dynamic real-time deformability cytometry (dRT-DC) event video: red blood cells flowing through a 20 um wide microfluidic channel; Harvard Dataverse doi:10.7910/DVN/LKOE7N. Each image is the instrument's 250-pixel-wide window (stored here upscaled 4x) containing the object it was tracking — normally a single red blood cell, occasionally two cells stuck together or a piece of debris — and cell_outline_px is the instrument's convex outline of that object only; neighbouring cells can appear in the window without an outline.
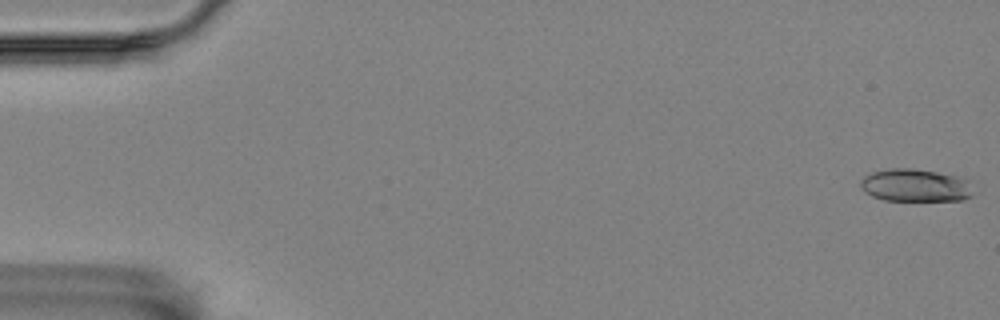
{"species": "Egyptian fruit bat (a non-hibernating species)", "species_latin": "Rousettus aegyptiacus", "temperature_condition": "room temperature", "stored_images_in_passage": 57, "camera_frame_rate_fps": 3000, "um_per_image_px": 0.085, "animal": {"sex": "female"}, "frame": {"image": 1, "passage_image": 1, "time_ms": 0.0, "image_size_px": [1000, 320], "cell_outline_px": [[972, 196], [964, 200], [884, 200], [872, 196], [864, 192], [860, 188], [860, 180], [864, 176], [872, 172], [892, 168], [912, 168], [936, 172], [956, 176], [968, 180]], "centroid_in_image_um": [77.76, 15.75], "position_along_channel_um": 7.2, "area_um2": 21.39}}
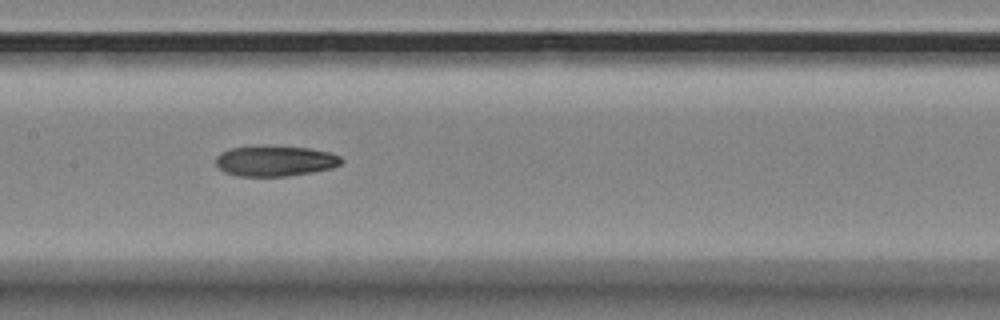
{"frame": {"image": 2, "passage_image": 28, "time_ms": 9.0, "image_size_px": [1000, 320], "cell_outline_px": [[344, 160], [340, 164], [332, 168], [312, 172], [288, 176], [240, 176], [224, 172], [216, 164], [216, 156], [220, 152], [228, 148], [308, 148], [328, 152], [340, 156]], "centroid_in_image_um": [23.39, 13.72], "position_along_channel_um": 184.0, "area_um2": 21.62}}
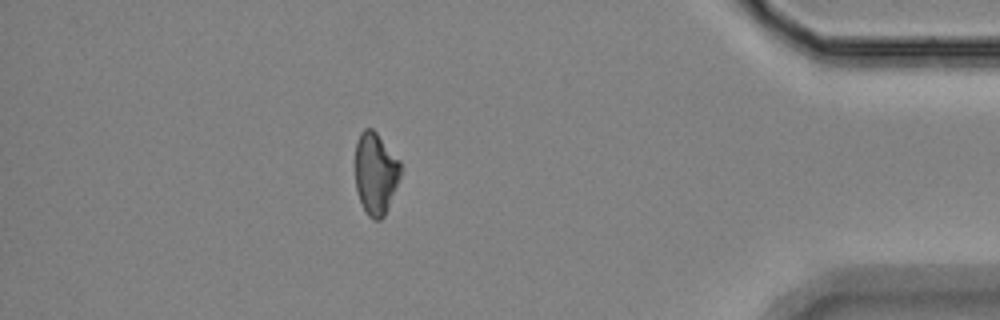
{"frame": {"image": 3, "passage_image": 50, "time_ms": 16.333, "image_size_px": [1000, 320], "cell_outline_px": [[404, 168], [384, 216], [380, 220], [372, 220], [368, 216], [360, 200], [356, 188], [356, 144], [360, 132], [364, 128], [372, 128], [376, 132], [400, 160]], "centroid_in_image_um": [31.95, 14.72], "position_along_channel_um": 403.2, "area_um2": 21.73}}